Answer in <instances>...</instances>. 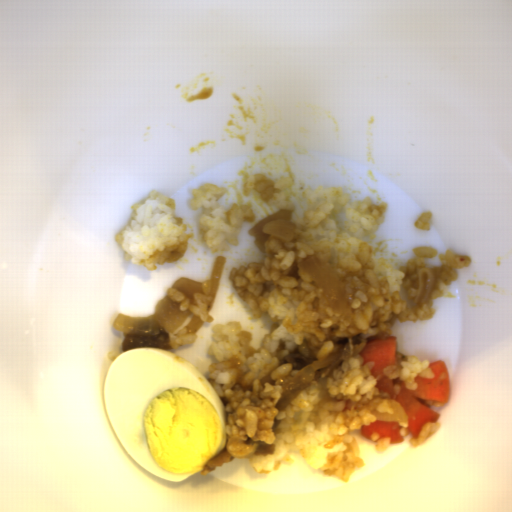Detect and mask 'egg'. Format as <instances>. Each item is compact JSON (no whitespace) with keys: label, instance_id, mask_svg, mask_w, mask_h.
<instances>
[{"label":"egg","instance_id":"1","mask_svg":"<svg viewBox=\"0 0 512 512\" xmlns=\"http://www.w3.org/2000/svg\"><path fill=\"white\" fill-rule=\"evenodd\" d=\"M105 412L128 455L162 480L183 482L225 450L226 411L208 380L165 349L116 356L104 378Z\"/></svg>","mask_w":512,"mask_h":512}]
</instances>
